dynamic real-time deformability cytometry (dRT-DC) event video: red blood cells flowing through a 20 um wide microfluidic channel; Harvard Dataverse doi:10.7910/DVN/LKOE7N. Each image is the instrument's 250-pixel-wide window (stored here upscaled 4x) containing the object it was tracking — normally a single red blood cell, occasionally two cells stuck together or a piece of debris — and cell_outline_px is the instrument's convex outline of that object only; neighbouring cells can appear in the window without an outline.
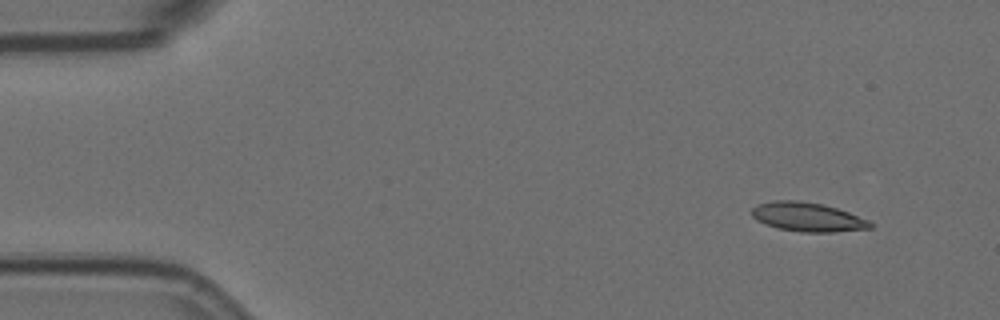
{"species": "Egyptian fruit bat (a non-hibernating species)", "species_latin": "Rousettus aegyptiacus", "temperature_condition": "room temperature", "stored_images_in_passage": 4, "camera_frame_rate_fps": 3000, "um_per_image_px": 0.085, "animal": {"sex": "female"}, "frame": {"image": 1, "passage_image": 1, "time_ms": 0.0, "image_size_px": [1000, 320], "cell_outline_px": [[872, 228], [832, 232], [800, 232], [776, 228], [764, 224], [756, 220], [752, 216], [752, 208], [756, 204], [772, 200], [800, 200], [824, 204], [848, 212], [868, 220], [872, 224]], "centroid_in_image_um": [68.59, 18.44], "position_along_channel_um": 16.4, "area_um2": 20.23}}
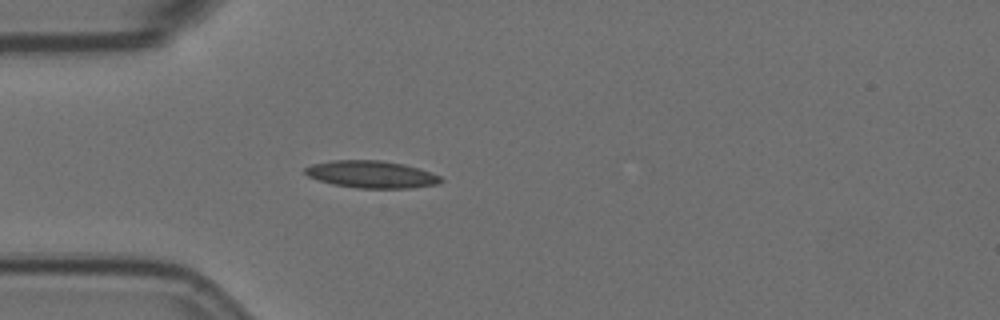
{"frame": {"image": 2, "passage_image": 4, "time_ms": 1.0, "image_size_px": [1000, 320], "cell_outline_px": [[444, 180], [440, 184], [412, 188], [356, 188], [332, 184], [316, 180], [308, 176], [304, 172], [304, 168], [312, 164], [332, 160], [380, 160], [404, 164], [440, 176]], "centroid_in_image_um": [31.54, 14.83], "position_along_channel_um": 53.5, "area_um2": 21.62}}